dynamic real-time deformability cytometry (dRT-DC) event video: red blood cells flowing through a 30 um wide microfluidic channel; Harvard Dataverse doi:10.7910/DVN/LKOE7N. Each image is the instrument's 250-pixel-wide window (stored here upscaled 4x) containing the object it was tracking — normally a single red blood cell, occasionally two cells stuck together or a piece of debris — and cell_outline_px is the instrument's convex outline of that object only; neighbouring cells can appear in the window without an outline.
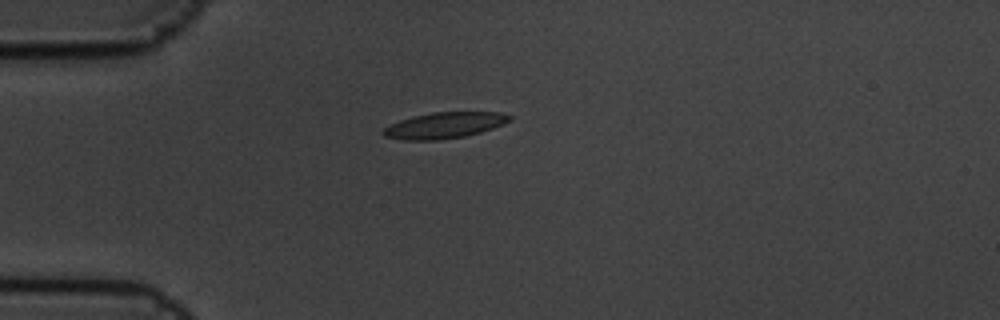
{"species": "common noctule bat (a hibernating species)", "species_latin": "Nyctalus noctula", "temperature_condition": "cold", "stored_images_in_passage": 3, "camera_frame_rate_fps": 3000, "um_per_image_px": 0.085, "animal": {"sex": "male", "body_mass_g": 19.5, "forearm_length_mm": 54.6}, "frame": {"image": 1, "passage_image": 1, "time_ms": 0.0, "image_size_px": [1000, 320], "cell_outline_px": [[512, 120], [492, 128], [480, 132], [464, 136], [440, 140], [404, 140], [384, 136], [380, 132], [384, 128], [400, 120], [412, 116], [432, 112], [500, 112], [512, 116]], "centroid_in_image_um": [37.76, 10.65], "position_along_channel_um": 47.2, "area_um2": 19.13}}
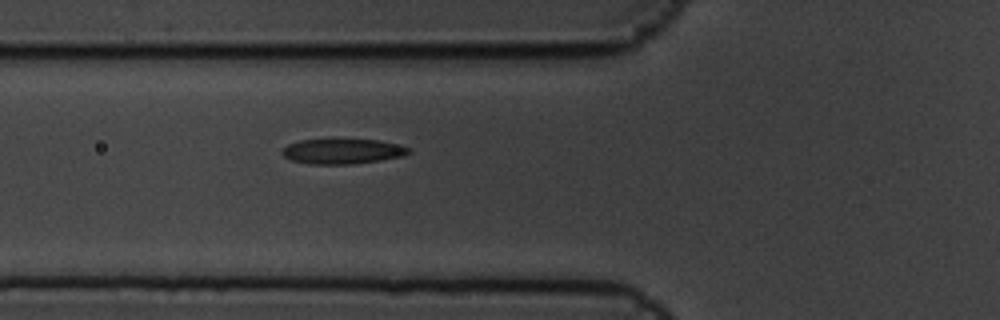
{"frame": {"image": 2, "passage_image": 3, "time_ms": 0.667, "image_size_px": [1000, 320], "cell_outline_px": [[412, 152], [404, 156], [380, 160], [352, 164], [308, 164], [292, 160], [284, 156], [280, 152], [288, 144], [300, 140], [380, 140], [412, 148]], "centroid_in_image_um": [29.14, 12.87], "position_along_channel_um": 96.7, "area_um2": 18.44}}